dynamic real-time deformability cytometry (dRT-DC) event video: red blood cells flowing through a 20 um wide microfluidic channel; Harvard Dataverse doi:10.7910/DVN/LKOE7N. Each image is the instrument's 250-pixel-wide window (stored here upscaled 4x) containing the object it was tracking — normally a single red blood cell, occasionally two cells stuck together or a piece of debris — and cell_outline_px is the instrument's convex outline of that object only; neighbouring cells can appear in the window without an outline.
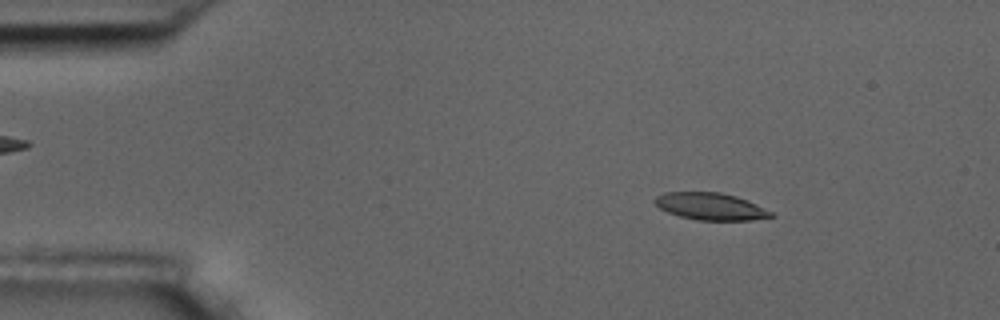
{"species": "common noctule bat (a hibernating species)", "species_latin": "Nyctalus noctula", "temperature_condition": "room temperature", "stored_images_in_passage": 4, "camera_frame_rate_fps": 3000, "um_per_image_px": 0.085, "animal": {"sex": "male", "body_mass_g": 17.5, "forearm_length_mm": 52.3}, "frame": {"image": 1, "passage_image": 2, "time_ms": 1.0, "image_size_px": [1000, 320], "cell_outline_px": [[776, 216], [752, 220], [696, 220], [680, 216], [668, 212], [660, 208], [652, 200], [656, 196], [664, 192], [720, 192], [736, 196], [756, 204], [772, 212]], "centroid_in_image_um": [60.38, 17.54], "position_along_channel_um": 24.6, "area_um2": 18.32}}